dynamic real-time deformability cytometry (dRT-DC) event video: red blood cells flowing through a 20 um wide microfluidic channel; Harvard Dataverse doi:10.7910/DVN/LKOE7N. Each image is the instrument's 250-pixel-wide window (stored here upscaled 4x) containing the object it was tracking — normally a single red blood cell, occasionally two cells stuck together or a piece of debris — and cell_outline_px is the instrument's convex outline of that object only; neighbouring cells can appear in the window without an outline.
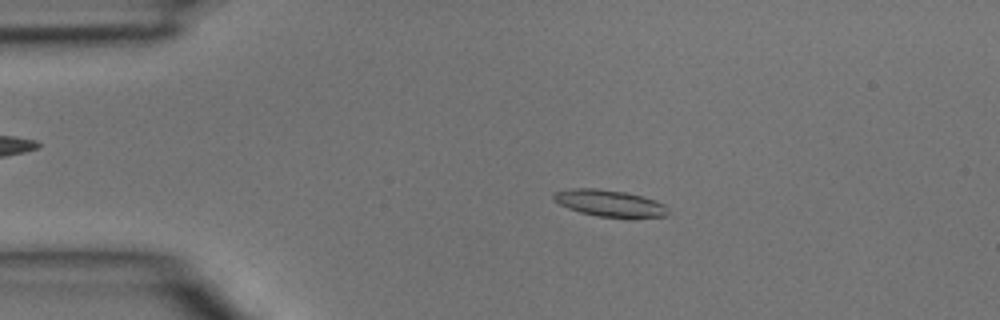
{"species": "common noctule bat (a hibernating species)", "species_latin": "Nyctalus noctula", "temperature_condition": "room temperature", "stored_images_in_passage": 44, "camera_frame_rate_fps": 3000, "um_per_image_px": 0.085, "animal": {"sex": "male", "body_mass_g": 15.6}, "frame": {"image": 1, "passage_image": 8, "time_ms": 2.333, "image_size_px": [1000, 320], "cell_outline_px": [[668, 216], [632, 220], [628, 220], [600, 216], [580, 212], [568, 208], [552, 200], [552, 192], [572, 188], [596, 188], [624, 192], [656, 200], [664, 204], [668, 208]], "centroid_in_image_um": [51.86, 17.31], "position_along_channel_um": 33.1, "area_um2": 18.44}}
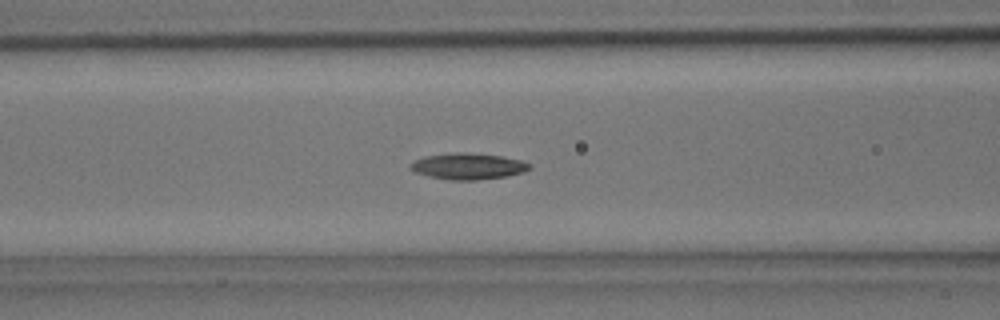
{"frame": {"image": 2, "passage_image": 17, "time_ms": 5.333, "image_size_px": [1000, 320], "cell_outline_px": [[532, 168], [524, 172], [508, 176], [476, 180], [452, 180], [428, 176], [416, 172], [408, 168], [408, 164], [412, 160], [424, 156], [452, 152], [464, 152], [500, 156], [520, 160], [532, 164]], "centroid_in_image_um": [39.75, 14.13], "position_along_channel_um": 126.8, "area_um2": 18.44}}
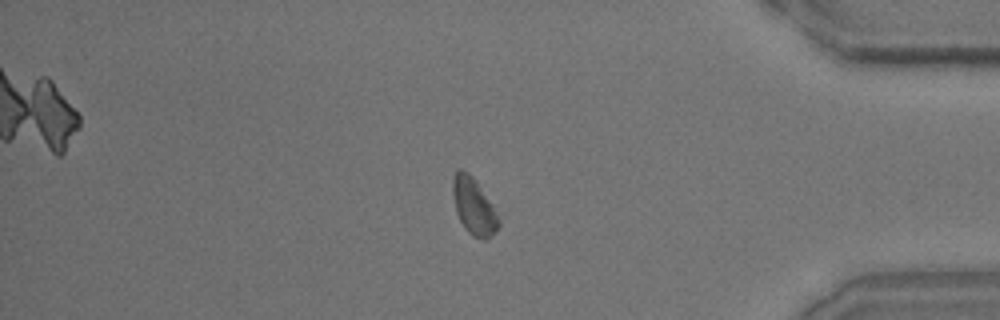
{"frame": {"image": 3, "passage_image": 37, "time_ms": 12.0, "image_size_px": [1000, 320], "cell_outline_px": [[500, 224], [488, 240], [480, 240], [472, 236], [468, 232], [460, 220], [456, 212], [452, 192], [452, 176], [456, 168], [460, 168], [468, 172], [472, 176], [496, 212], [500, 220]], "centroid_in_image_um": [40.24, 17.54], "position_along_channel_um": 395.0, "area_um2": 15.09}}